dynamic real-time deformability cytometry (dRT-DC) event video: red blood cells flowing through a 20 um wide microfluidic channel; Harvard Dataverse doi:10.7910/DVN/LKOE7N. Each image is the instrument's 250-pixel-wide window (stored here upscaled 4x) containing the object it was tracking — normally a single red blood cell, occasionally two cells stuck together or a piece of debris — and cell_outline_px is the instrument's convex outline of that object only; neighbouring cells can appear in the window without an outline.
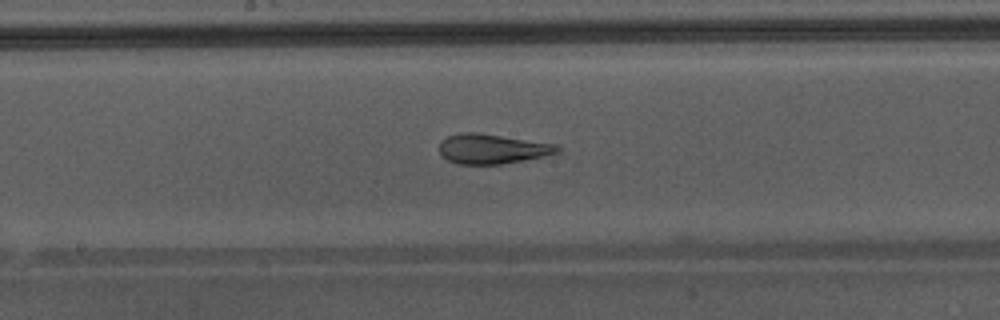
{"species": "Egyptian fruit bat (a non-hibernating species)", "species_latin": "Rousettus aegyptiacus", "temperature_condition": "warm", "stored_images_in_passage": 28, "camera_frame_rate_fps": 3000, "um_per_image_px": 0.085, "animal": {"sex": "male"}, "frame": {"image": 1, "passage_image": 27, "time_ms": 8.667, "image_size_px": [1000, 320], "cell_outline_px": [[560, 152], [544, 156], [524, 160], [500, 164], [456, 164], [440, 156], [440, 140], [448, 136], [464, 132], [476, 132], [556, 144], [560, 148]], "centroid_in_image_um": [41.81, 12.65], "position_along_channel_um": 206.4, "area_um2": 20.46}}